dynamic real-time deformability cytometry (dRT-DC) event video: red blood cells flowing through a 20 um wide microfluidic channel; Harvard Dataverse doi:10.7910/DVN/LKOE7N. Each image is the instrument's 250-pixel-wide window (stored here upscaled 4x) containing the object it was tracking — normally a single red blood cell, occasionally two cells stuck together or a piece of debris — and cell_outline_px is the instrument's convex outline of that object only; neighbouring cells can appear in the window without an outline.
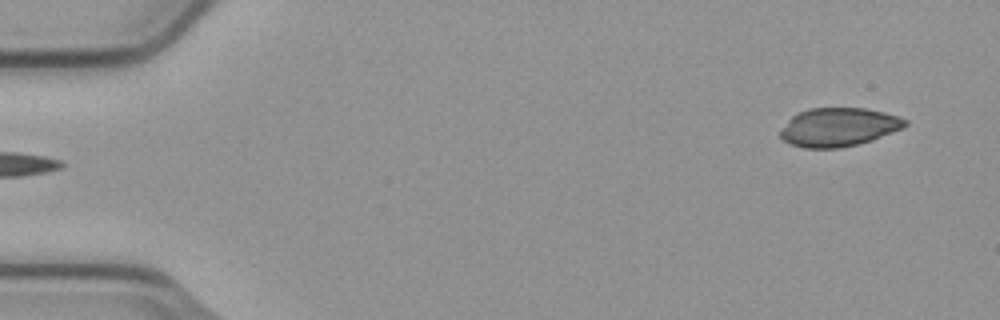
{"species": "common noctule bat (a hibernating species)", "species_latin": "Nyctalus noctula", "temperature_condition": "cold", "stored_images_in_passage": 5, "camera_frame_rate_fps": 3000, "um_per_image_px": 0.085, "animal": {"sex": "male", "body_mass_g": 23.1, "forearm_length_mm": 52.7}, "frame": {"image": 1, "passage_image": 5, "time_ms": 1.333, "image_size_px": [1000, 320], "cell_outline_px": [[908, 124], [904, 128], [872, 140], [840, 148], [804, 148], [788, 144], [780, 136], [780, 128], [792, 116], [800, 112], [812, 108], [864, 108], [884, 112], [908, 120]], "centroid_in_image_um": [71.27, 10.81], "position_along_channel_um": 13.7, "area_um2": 28.09}}